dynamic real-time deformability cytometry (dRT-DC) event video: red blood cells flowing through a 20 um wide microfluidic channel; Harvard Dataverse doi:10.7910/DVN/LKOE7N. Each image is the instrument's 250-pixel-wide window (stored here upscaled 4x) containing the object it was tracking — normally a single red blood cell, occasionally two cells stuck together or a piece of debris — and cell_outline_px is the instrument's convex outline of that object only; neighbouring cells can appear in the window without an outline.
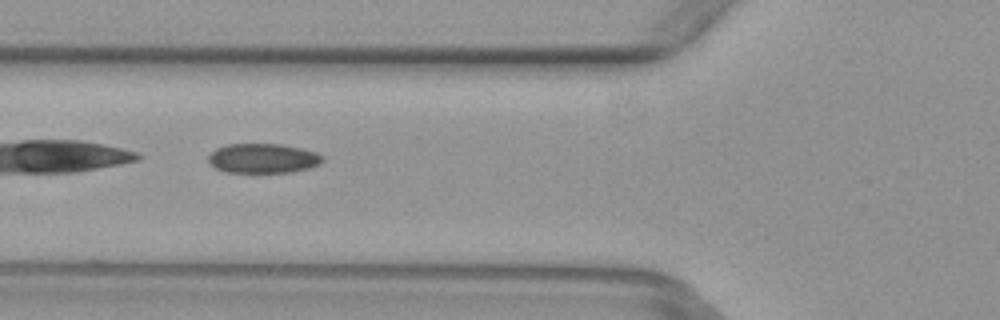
{"species": "common noctule bat (a hibernating species)", "species_latin": "Nyctalus noctula", "temperature_condition": "warm", "stored_images_in_passage": 5, "camera_frame_rate_fps": 3000, "um_per_image_px": 0.085, "animal": {"sex": "female", "body_mass_g": 29.2, "forearm_length_mm": 56.3}, "frame": {"image": 1, "passage_image": 3, "time_ms": 0.667, "image_size_px": [1000, 320], "cell_outline_px": [[324, 160], [320, 164], [308, 168], [292, 172], [224, 172], [216, 168], [208, 160], [208, 156], [216, 148], [228, 144], [284, 144], [316, 152], [324, 156]], "centroid_in_image_um": [22.38, 13.45], "position_along_channel_um": 103.4, "area_um2": 19.71}}